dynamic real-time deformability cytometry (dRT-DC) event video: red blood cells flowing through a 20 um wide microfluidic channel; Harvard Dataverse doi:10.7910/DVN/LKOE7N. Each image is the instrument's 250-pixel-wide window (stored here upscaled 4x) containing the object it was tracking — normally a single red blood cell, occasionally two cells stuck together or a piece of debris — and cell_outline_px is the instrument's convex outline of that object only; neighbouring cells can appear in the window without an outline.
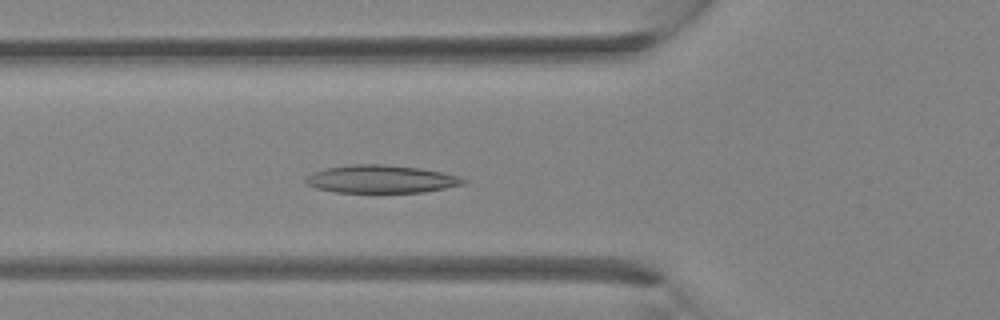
{"species": "Egyptian fruit bat (a non-hibernating species)", "species_latin": "Rousettus aegyptiacus", "temperature_condition": "room temperature", "stored_images_in_passage": 34, "camera_frame_rate_fps": 3000, "um_per_image_px": 0.085, "animal": {"sex": "female"}, "frame": {"image": 1, "passage_image": 12, "time_ms": 3.667, "image_size_px": [1000, 320], "cell_outline_px": [[468, 180], [464, 184], [424, 192], [336, 192], [316, 188], [304, 184], [304, 180], [312, 172], [324, 168], [348, 164], [384, 164], [420, 168], [460, 176]], "centroid_in_image_um": [32.35, 15.21], "position_along_channel_um": 93.4, "area_um2": 25.72}}
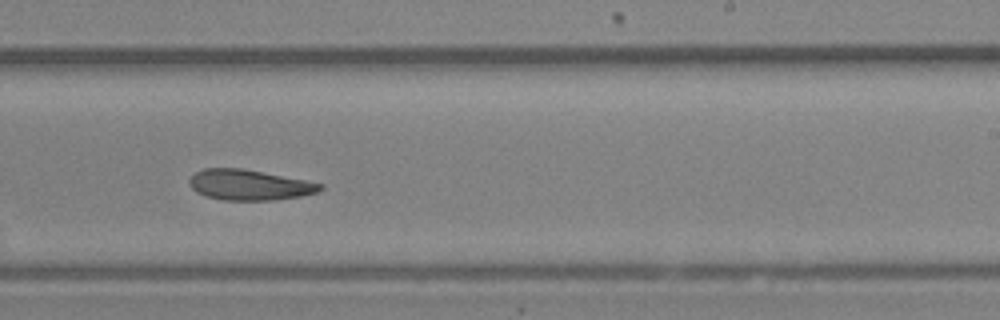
{"frame": {"image": 2, "passage_image": 21, "time_ms": 6.667, "image_size_px": [1000, 320], "cell_outline_px": [[324, 188], [316, 192], [300, 196], [272, 200], [224, 200], [204, 196], [196, 192], [188, 184], [188, 180], [196, 172], [204, 168], [240, 168], [304, 180], [324, 184]], "centroid_in_image_um": [21.15, 15.72], "position_along_channel_um": 267.9, "area_um2": 23.06}}
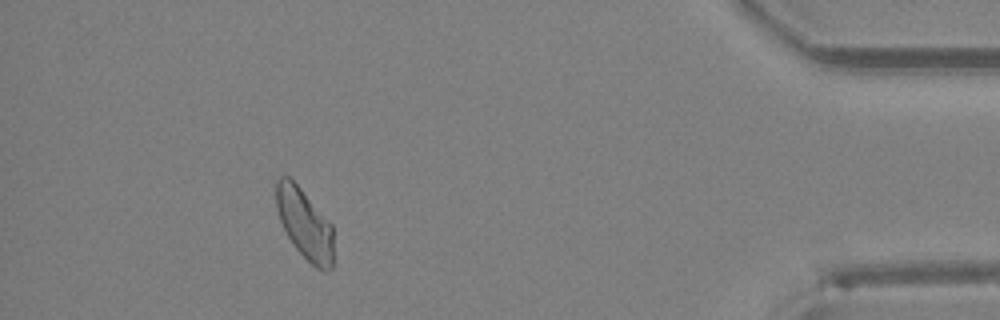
{"frame": {"image": 3, "passage_image": 31, "time_ms": 10.0, "image_size_px": [1000, 320], "cell_outline_px": [[332, 268], [328, 272], [324, 272], [316, 268], [292, 244], [280, 220], [276, 208], [276, 180], [280, 176], [288, 176], [300, 188], [332, 224]], "centroid_in_image_um": [25.89, 19.04], "position_along_channel_um": 409.3, "area_um2": 23.24}}